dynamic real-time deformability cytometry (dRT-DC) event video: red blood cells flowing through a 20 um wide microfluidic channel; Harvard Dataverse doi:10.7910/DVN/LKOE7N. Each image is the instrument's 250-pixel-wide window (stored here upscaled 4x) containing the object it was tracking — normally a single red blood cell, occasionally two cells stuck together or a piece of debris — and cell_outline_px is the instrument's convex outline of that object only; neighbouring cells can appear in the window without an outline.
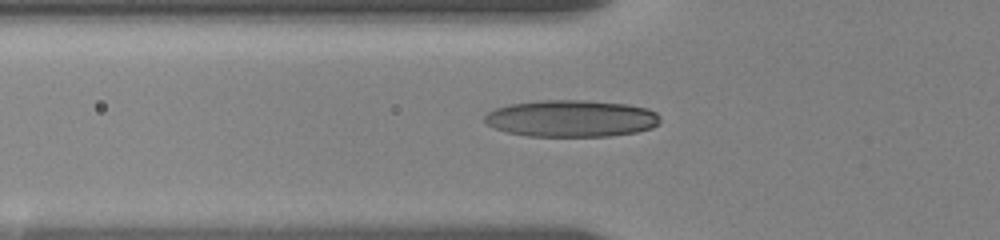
{"species": "human", "species_latin": "Homo sapiens", "temperature_condition": "room temperature", "stored_images_in_passage": 32, "camera_frame_rate_fps": 3000, "um_per_image_px": 0.085, "donor": {"sex": "female"}, "frame": {"image": 1, "passage_image": 3, "time_ms": 1.0, "image_size_px": [1000, 240], "cell_outline_px": [[660, 120], [652, 128], [636, 132], [608, 136], [528, 136], [508, 132], [496, 128], [488, 124], [484, 120], [484, 116], [488, 112], [496, 108], [508, 104], [544, 100], [584, 100], [628, 104], [648, 108], [656, 112], [660, 116]], "centroid_in_image_um": [48.58, 10.06], "position_along_channel_um": 77.2, "area_um2": 37.69}}
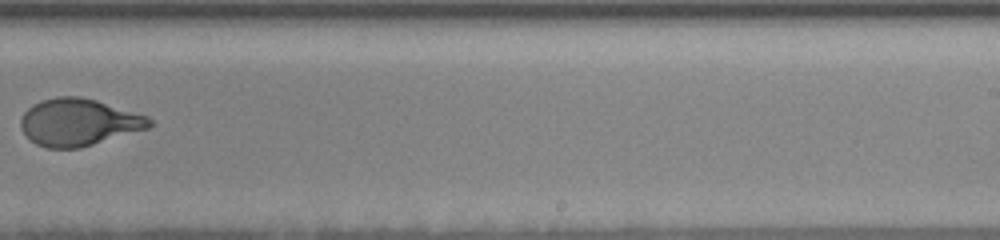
{"frame": {"image": 2, "passage_image": 16, "time_ms": 6.667, "image_size_px": [1000, 240], "cell_outline_px": [[156, 124], [148, 128], [80, 148], [48, 148], [36, 144], [20, 128], [20, 120], [24, 112], [32, 104], [40, 100], [56, 96], [80, 96], [96, 100], [148, 116]], "centroid_in_image_um": [6.68, 10.38], "position_along_channel_um": 282.3, "area_um2": 35.37}}
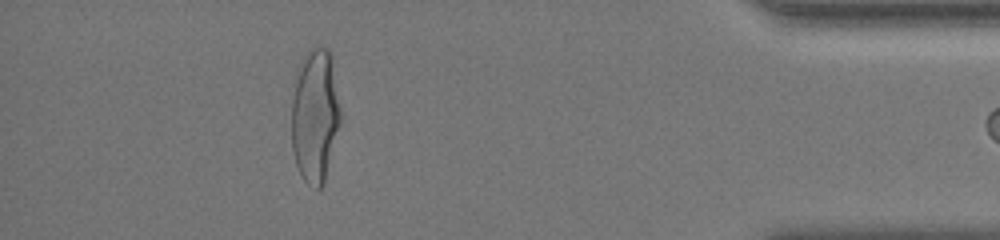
{"frame": {"image": 3, "passage_image": 30, "time_ms": 11.333, "image_size_px": [1000, 240], "cell_outline_px": [[344, 116], [324, 184], [320, 188], [316, 188], [308, 184], [304, 180], [296, 164], [292, 148], [292, 100], [296, 84], [304, 56], [308, 48], [316, 44], [328, 48], [332, 52]], "centroid_in_image_um": [26.87, 9.79], "position_along_channel_um": 408.3, "area_um2": 39.36}, "authors_computed_cell_mechanics": {"area_um2": 35.7782, "velocity_mm_per_s": 3.6041, "shape_relaxation_time_tau1_ms": 4.7035, "shape_relaxation_time_tau2_ms": null, "deformation_change_tau1": 0.2187, "deformation_change_tau2": null}}